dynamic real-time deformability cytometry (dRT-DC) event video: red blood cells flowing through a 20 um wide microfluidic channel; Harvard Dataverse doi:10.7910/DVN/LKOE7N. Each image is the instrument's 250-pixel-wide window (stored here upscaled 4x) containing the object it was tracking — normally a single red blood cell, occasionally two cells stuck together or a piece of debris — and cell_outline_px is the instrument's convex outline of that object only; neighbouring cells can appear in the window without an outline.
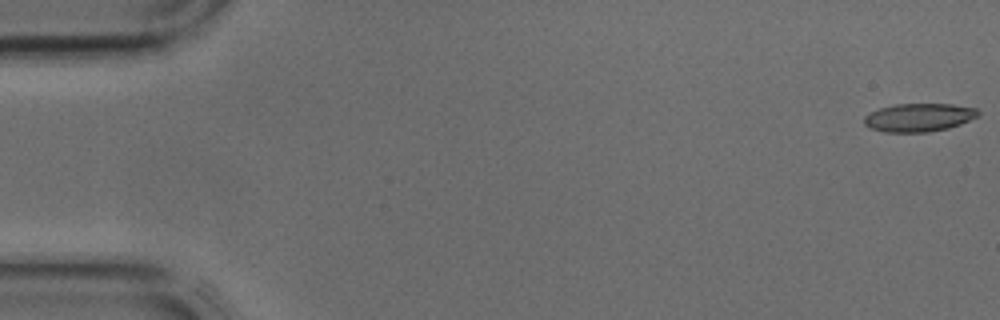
{"species": "common noctule bat (a hibernating species)", "species_latin": "Nyctalus noctula", "temperature_condition": "cold", "stored_images_in_passage": 43, "camera_frame_rate_fps": 3000, "um_per_image_px": 0.085, "animal": {"sex": "male", "body_mass_g": 17.9, "forearm_length_mm": 54.2}, "frame": {"image": 1, "passage_image": 1, "time_ms": 0.0, "image_size_px": [1000, 320], "cell_outline_px": [[980, 116], [960, 124], [948, 128], [928, 132], [884, 132], [868, 128], [864, 124], [864, 116], [880, 108], [896, 104], [952, 104], [976, 108], [980, 112]], "centroid_in_image_um": [78.12, 9.99], "position_along_channel_um": 6.9, "area_um2": 18.84}}
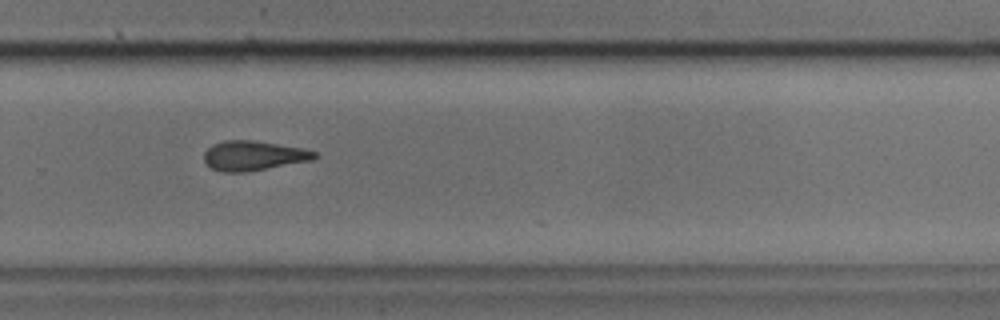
{"frame": {"image": 2, "passage_image": 29, "time_ms": 9.333, "image_size_px": [1000, 320], "cell_outline_px": [[320, 156], [312, 160], [244, 172], [224, 172], [212, 168], [204, 160], [204, 152], [212, 144], [224, 140], [256, 140], [304, 148], [316, 152]], "centroid_in_image_um": [21.57, 13.21], "position_along_channel_um": 308.2, "area_um2": 19.13}}
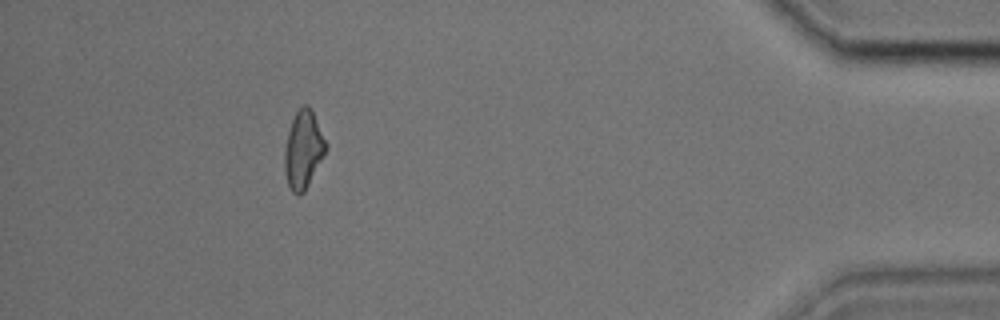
{"frame": {"image": 3, "passage_image": 39, "time_ms": 12.667, "image_size_px": [1000, 320], "cell_outline_px": [[328, 148], [304, 192], [300, 196], [296, 196], [288, 188], [284, 172], [284, 148], [288, 132], [292, 120], [296, 112], [304, 104], [308, 104], [328, 144]], "centroid_in_image_um": [25.76, 12.77], "position_along_channel_um": 409.4, "area_um2": 18.84}}